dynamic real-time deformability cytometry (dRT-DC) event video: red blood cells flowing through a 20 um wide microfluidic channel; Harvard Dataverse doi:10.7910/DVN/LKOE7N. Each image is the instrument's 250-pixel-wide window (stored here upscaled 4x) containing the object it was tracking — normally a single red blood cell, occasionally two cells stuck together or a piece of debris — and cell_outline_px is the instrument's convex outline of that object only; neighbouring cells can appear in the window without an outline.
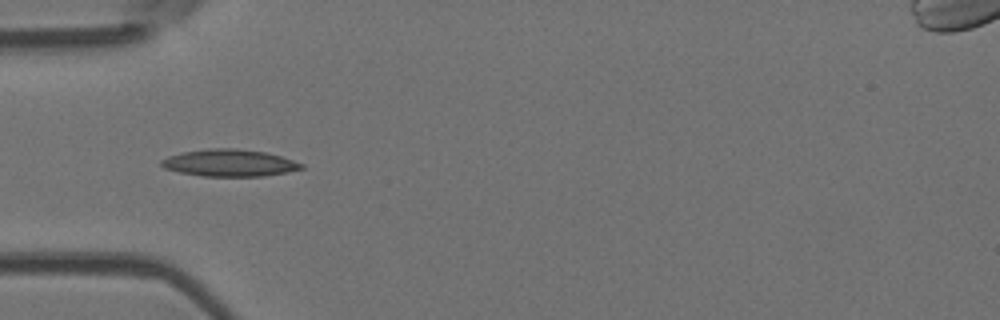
{"species": "Egyptian fruit bat (a non-hibernating species)", "species_latin": "Rousettus aegyptiacus", "temperature_condition": "room temperature", "stored_images_in_passage": 8, "camera_frame_rate_fps": 3000, "um_per_image_px": 0.085, "animal": {"sex": "female"}, "frame": {"image": 1, "passage_image": 2, "time_ms": 0.333, "image_size_px": [1000, 320], "cell_outline_px": [[304, 168], [288, 172], [264, 176], [204, 176], [180, 172], [164, 168], [160, 164], [160, 160], [168, 156], [180, 152], [208, 148], [236, 148], [264, 152], [280, 156], [304, 164]], "centroid_in_image_um": [19.48, 13.84], "position_along_channel_um": 65.5, "area_um2": 22.08}}
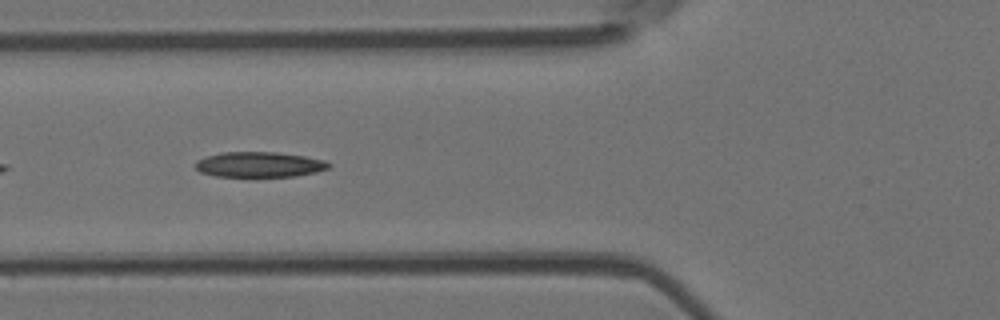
{"frame": {"image": 2, "passage_image": 5, "time_ms": 1.333, "image_size_px": [1000, 320], "cell_outline_px": [[332, 164], [328, 168], [316, 172], [296, 176], [216, 176], [200, 172], [196, 168], [196, 160], [208, 156], [224, 152], [276, 152], [304, 156], [324, 160]], "centroid_in_image_um": [22.06, 13.98], "position_along_channel_um": 103.7, "area_um2": 19.48}}